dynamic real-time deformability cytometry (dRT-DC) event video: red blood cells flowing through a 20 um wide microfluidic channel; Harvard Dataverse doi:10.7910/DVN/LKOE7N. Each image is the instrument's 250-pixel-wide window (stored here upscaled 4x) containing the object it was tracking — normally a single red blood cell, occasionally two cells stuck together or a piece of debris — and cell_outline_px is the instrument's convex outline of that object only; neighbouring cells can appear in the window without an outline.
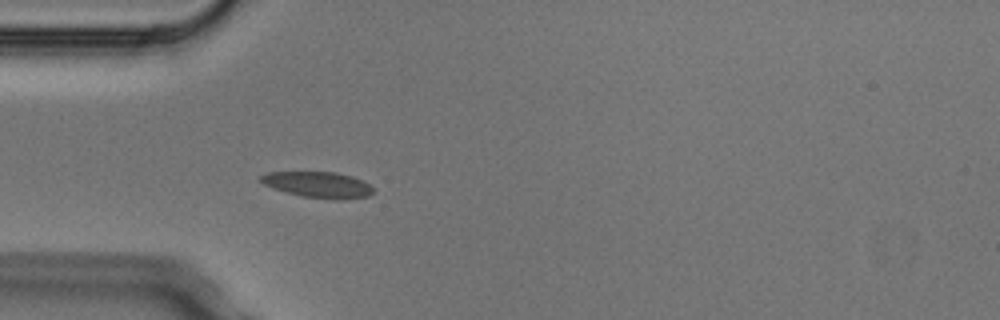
{"species": "Egyptian fruit bat (a non-hibernating species)", "species_latin": "Rousettus aegyptiacus", "temperature_condition": "cold", "stored_images_in_passage": 4, "camera_frame_rate_fps": 3000, "um_per_image_px": 0.085, "animal": {"sex": "male"}, "frame": {"image": 1, "passage_image": 4, "time_ms": 1.0, "image_size_px": [1000, 320], "cell_outline_px": [[372, 192], [368, 196], [344, 200], [336, 200], [300, 196], [272, 188], [264, 184], [260, 180], [260, 176], [268, 172], [336, 172], [352, 176], [368, 184], [372, 188]], "centroid_in_image_um": [27.02, 15.71], "position_along_channel_um": 58.0, "area_um2": 16.99}}